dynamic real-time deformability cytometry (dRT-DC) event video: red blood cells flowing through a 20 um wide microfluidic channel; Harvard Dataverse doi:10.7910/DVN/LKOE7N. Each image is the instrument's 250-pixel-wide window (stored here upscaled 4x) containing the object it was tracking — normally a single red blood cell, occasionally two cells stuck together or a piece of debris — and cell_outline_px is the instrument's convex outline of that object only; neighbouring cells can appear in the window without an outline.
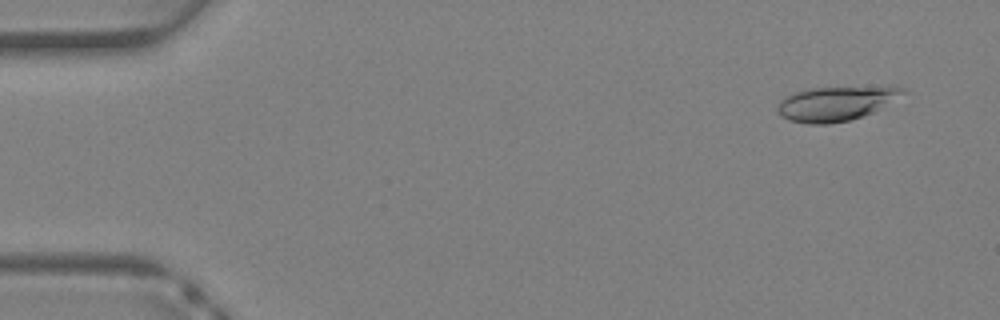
{"species": "Egyptian fruit bat (a non-hibernating species)", "species_latin": "Rousettus aegyptiacus", "temperature_condition": "warm", "stored_images_in_passage": 12, "camera_frame_rate_fps": 3000, "um_per_image_px": 0.085, "animal": {"sex": "female"}, "frame": {"image": 1, "passage_image": 3, "time_ms": 0.667, "image_size_px": [1000, 320], "cell_outline_px": [[908, 92], [872, 112], [864, 116], [848, 120], [828, 124], [808, 124], [788, 120], [776, 108], [780, 100], [796, 92], [812, 88], [892, 84], [904, 88]], "centroid_in_image_um": [71.15, 8.75], "position_along_channel_um": 13.8, "area_um2": 25.55}}